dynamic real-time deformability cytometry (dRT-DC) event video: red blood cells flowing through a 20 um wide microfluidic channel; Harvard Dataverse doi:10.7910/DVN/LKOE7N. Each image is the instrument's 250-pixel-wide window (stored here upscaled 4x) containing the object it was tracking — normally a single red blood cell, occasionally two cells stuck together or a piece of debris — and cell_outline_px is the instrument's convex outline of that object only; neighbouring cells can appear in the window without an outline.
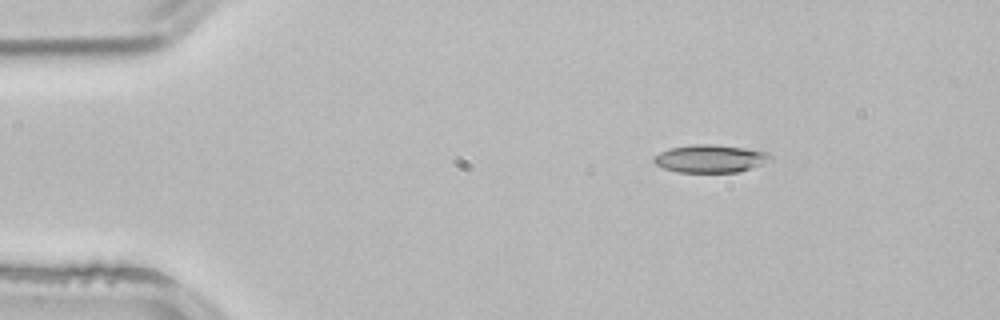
{"species": "common noctule bat (a hibernating species)", "species_latin": "Nyctalus noctula", "temperature_condition": "room temperature", "stored_images_in_passage": 2, "camera_frame_rate_fps": 3000, "um_per_image_px": 0.085, "animal": {"sex": "male", "body_mass_g": 21.5, "forearm_length_mm": 52.0}, "frame": {"image": 1, "passage_image": 1, "time_ms": 0.0, "image_size_px": [1000, 320], "cell_outline_px": [[772, 156], [760, 164], [736, 172], [676, 172], [664, 168], [656, 164], [652, 160], [652, 156], [668, 148], [692, 144], [712, 144], [744, 148], [768, 152]], "centroid_in_image_um": [60.27, 13.47], "position_along_channel_um": 24.7, "area_um2": 18.67}}